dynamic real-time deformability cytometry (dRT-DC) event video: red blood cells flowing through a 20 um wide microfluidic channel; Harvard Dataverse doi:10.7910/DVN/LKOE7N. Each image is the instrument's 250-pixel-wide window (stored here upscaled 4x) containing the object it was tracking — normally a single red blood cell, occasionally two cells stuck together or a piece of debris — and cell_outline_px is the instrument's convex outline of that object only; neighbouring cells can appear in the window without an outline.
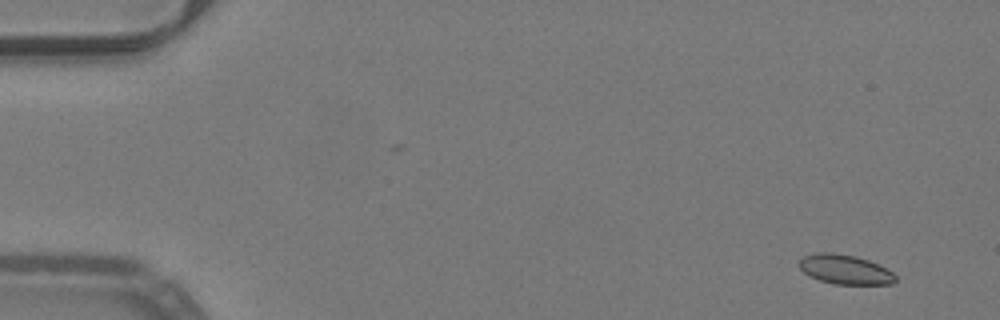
{"species": "common noctule bat (a hibernating species)", "species_latin": "Nyctalus noctula", "temperature_condition": "warm", "stored_images_in_passage": 53, "camera_frame_rate_fps": 3000, "um_per_image_px": 0.085, "animal": {"sex": "male", "body_mass_g": 19.2, "forearm_length_mm": 51.8}, "frame": {"image": 1, "passage_image": 4, "time_ms": 1.0, "image_size_px": [1000, 320], "cell_outline_px": [[896, 280], [892, 284], [836, 284], [820, 280], [808, 276], [800, 268], [800, 260], [804, 256], [816, 252], [832, 252], [856, 256], [868, 260], [892, 272], [896, 276]], "centroid_in_image_um": [71.81, 22.9], "position_along_channel_um": 13.2, "area_um2": 16.42}}
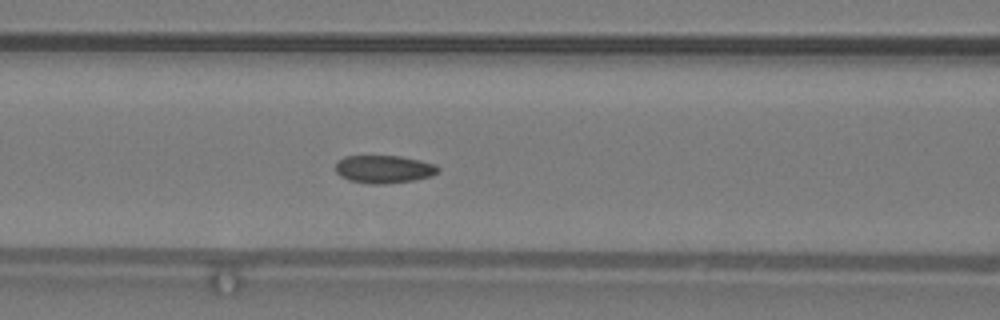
{"frame": {"image": 2, "passage_image": 23, "time_ms": 7.333, "image_size_px": [1000, 320], "cell_outline_px": [[440, 168], [432, 176], [416, 180], [384, 184], [368, 184], [348, 180], [340, 176], [336, 172], [336, 160], [344, 156], [400, 156], [420, 160], [436, 164]], "centroid_in_image_um": [32.62, 14.38], "position_along_channel_um": 134.0, "area_um2": 16.88}}
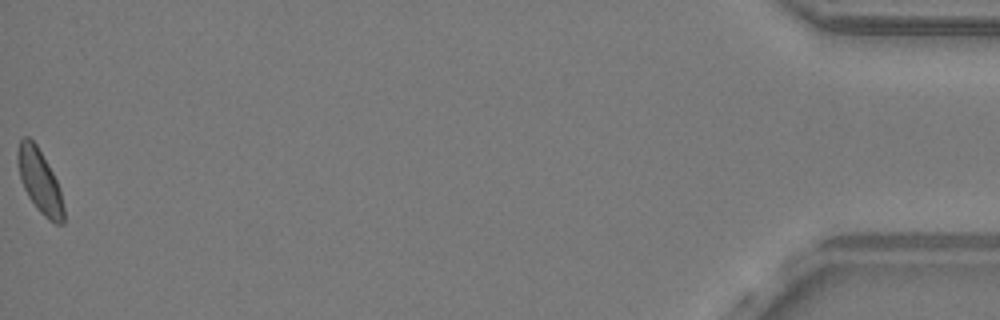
{"frame": {"image": 3, "passage_image": 53, "time_ms": 17.333, "image_size_px": [1000, 320], "cell_outline_px": [[64, 224], [56, 224], [48, 220], [36, 208], [28, 196], [24, 188], [20, 176], [16, 160], [16, 152], [20, 140], [24, 136], [28, 136], [36, 144], [48, 164], [60, 188], [64, 208]], "centroid_in_image_um": [3.37, 15.41], "position_along_channel_um": 431.8, "area_um2": 17.11}, "authors_computed_cell_mechanics": {"area_um2": 16.9932, "velocity_mm_per_s": 3.9875, "shape_relaxation_time_tau1_ms": 3.7526, "shape_relaxation_time_tau2_ms": 1.5452, "deformation_change_tau1": 0.0623, "deformation_change_tau2": 0.0587}}